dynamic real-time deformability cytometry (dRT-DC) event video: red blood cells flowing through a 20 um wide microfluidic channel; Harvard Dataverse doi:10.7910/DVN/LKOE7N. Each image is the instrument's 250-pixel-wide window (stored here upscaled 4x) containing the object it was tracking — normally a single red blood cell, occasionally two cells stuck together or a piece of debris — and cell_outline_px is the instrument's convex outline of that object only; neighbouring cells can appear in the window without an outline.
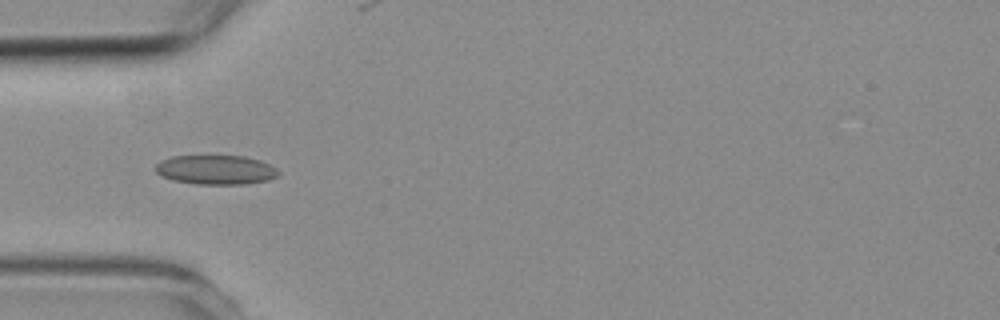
{"species": "common noctule bat (a hibernating species)", "species_latin": "Nyctalus noctula", "temperature_condition": "room temperature", "stored_images_in_passage": 4, "camera_frame_rate_fps": 3000, "um_per_image_px": 0.085, "animal": {"sex": "female", "body_mass_g": 19.3, "forearm_length_mm": 54.1}, "frame": {"image": 1, "passage_image": 3, "time_ms": 2.333, "image_size_px": [1000, 320], "cell_outline_px": [[280, 176], [268, 180], [244, 184], [196, 184], [172, 180], [156, 172], [156, 164], [160, 160], [172, 156], [244, 156], [260, 160], [276, 168], [280, 172]], "centroid_in_image_um": [18.37, 14.43], "position_along_channel_um": 66.6, "area_um2": 21.04}}
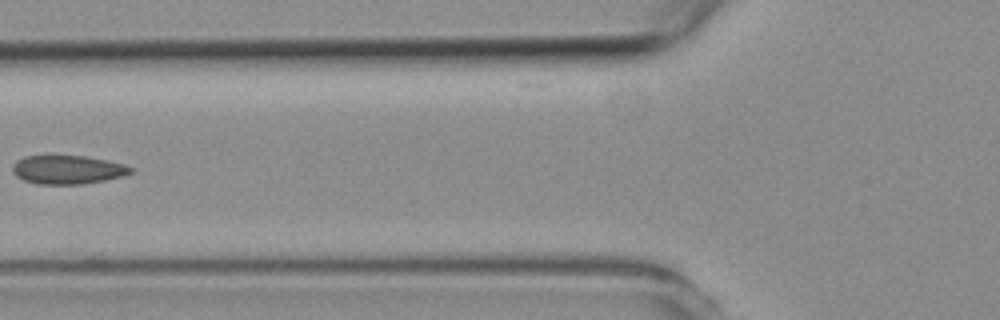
{"frame": {"image": 2, "passage_image": 4, "time_ms": 3.667, "image_size_px": [1000, 320], "cell_outline_px": [[132, 172], [124, 176], [104, 180], [80, 184], [36, 184], [24, 180], [16, 176], [12, 172], [12, 168], [16, 160], [24, 156], [48, 152], [84, 156], [108, 160], [124, 164], [132, 168]], "centroid_in_image_um": [5.68, 14.37], "position_along_channel_um": 120.1, "area_um2": 20.58}}